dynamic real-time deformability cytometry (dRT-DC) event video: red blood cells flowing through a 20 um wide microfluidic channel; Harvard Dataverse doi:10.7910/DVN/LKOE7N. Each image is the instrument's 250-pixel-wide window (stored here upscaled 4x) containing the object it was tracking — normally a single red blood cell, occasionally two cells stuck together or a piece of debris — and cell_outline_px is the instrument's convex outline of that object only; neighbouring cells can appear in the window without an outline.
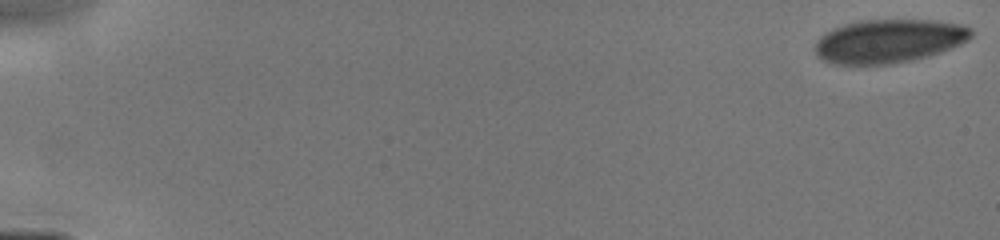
{"species": "human", "species_latin": "Homo sapiens", "temperature_condition": "cold", "stored_images_in_passage": 8, "camera_frame_rate_fps": 3000, "um_per_image_px": 0.085, "donor": {"sex": "male"}, "frame": {"image": 1, "passage_image": 1, "time_ms": 0.0, "image_size_px": [1000, 240], "cell_outline_px": [[972, 36], [968, 40], [960, 44], [940, 52], [912, 60], [892, 64], [836, 64], [820, 60], [816, 56], [816, 40], [820, 36], [832, 28], [844, 24], [864, 20], [932, 20], [960, 24], [972, 28]], "centroid_in_image_um": [75.53, 3.49], "position_along_channel_um": 9.5, "area_um2": 39.65}}